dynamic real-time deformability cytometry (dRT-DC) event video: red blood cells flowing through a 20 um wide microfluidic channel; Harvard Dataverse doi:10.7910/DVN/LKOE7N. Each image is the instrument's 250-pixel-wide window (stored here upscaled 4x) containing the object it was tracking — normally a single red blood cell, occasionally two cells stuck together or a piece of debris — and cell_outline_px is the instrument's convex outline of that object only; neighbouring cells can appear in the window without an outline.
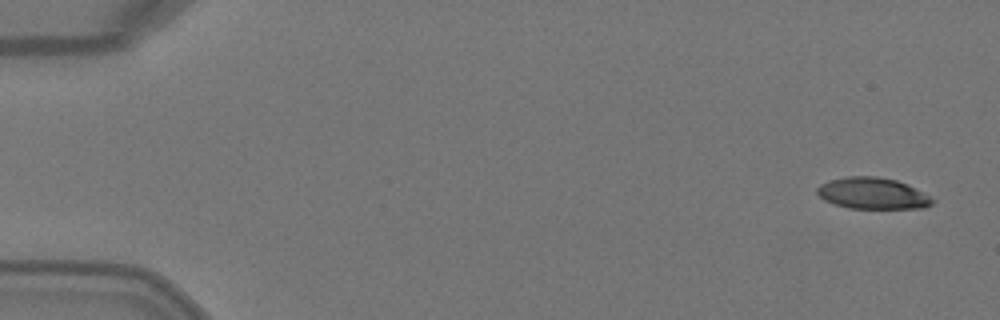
{"species": "Egyptian fruit bat (a non-hibernating species)", "species_latin": "Rousettus aegyptiacus", "temperature_condition": "warm", "stored_images_in_passage": 5, "segment_of_instrument_passage": [1, 2], "camera_frame_rate_fps": 3000, "um_per_image_px": 0.085, "animal": {"sex": "female"}, "frame": {"image": 1, "passage_image": 1, "time_ms": 0.0, "image_size_px": [1000, 320], "cell_outline_px": [[936, 200], [932, 204], [924, 208], [848, 208], [824, 200], [816, 192], [816, 188], [820, 184], [828, 180], [848, 176], [876, 176], [896, 180]], "centroid_in_image_um": [74.11, 16.43], "position_along_channel_um": 10.9, "area_um2": 20.81}}
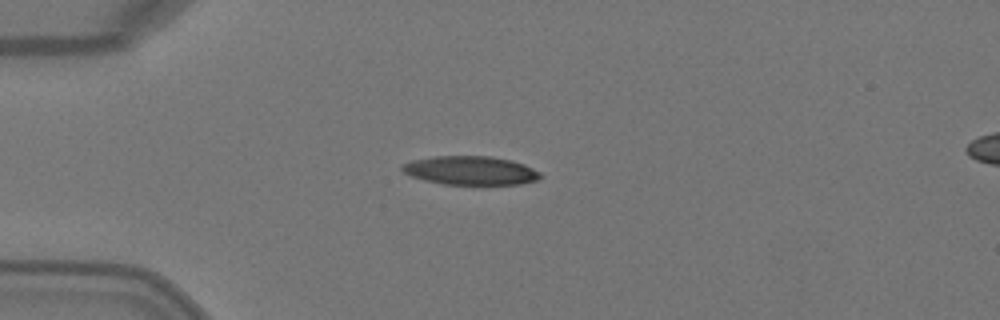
{"frame": {"image": 2, "passage_image": 4, "time_ms": 1.0, "image_size_px": [1000, 320], "cell_outline_px": [[544, 176], [536, 180], [520, 184], [444, 184], [424, 180], [412, 176], [404, 172], [400, 168], [400, 164], [412, 160], [436, 156], [492, 156], [512, 160], [524, 164], [540, 172]], "centroid_in_image_um": [40.0, 14.48], "position_along_channel_um": 45.0, "area_um2": 23.18}}